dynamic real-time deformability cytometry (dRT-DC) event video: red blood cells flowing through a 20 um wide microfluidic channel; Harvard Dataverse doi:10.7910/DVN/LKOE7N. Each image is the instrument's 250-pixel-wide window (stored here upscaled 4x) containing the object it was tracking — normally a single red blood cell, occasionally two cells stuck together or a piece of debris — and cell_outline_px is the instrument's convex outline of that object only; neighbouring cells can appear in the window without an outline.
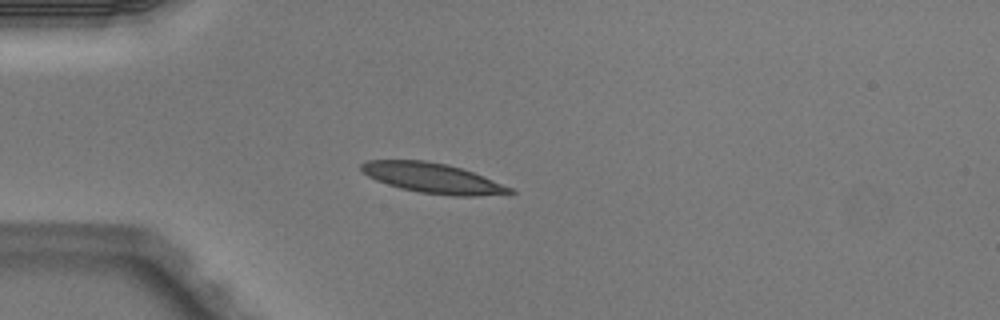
{"species": "Egyptian fruit bat (a non-hibernating species)", "species_latin": "Rousettus aegyptiacus", "temperature_condition": "warm", "stored_images_in_passage": 3, "camera_frame_rate_fps": 3000, "um_per_image_px": 0.085, "animal": {"sex": "male"}, "frame": {"image": 1, "passage_image": 2, "time_ms": 0.333, "image_size_px": [1000, 320], "cell_outline_px": [[516, 192], [476, 196], [452, 196], [420, 192], [400, 188], [376, 180], [368, 176], [360, 168], [360, 164], [368, 160], [424, 160], [448, 164], [472, 172], [512, 188]], "centroid_in_image_um": [36.74, 15.13], "position_along_channel_um": 48.3, "area_um2": 25.66}}